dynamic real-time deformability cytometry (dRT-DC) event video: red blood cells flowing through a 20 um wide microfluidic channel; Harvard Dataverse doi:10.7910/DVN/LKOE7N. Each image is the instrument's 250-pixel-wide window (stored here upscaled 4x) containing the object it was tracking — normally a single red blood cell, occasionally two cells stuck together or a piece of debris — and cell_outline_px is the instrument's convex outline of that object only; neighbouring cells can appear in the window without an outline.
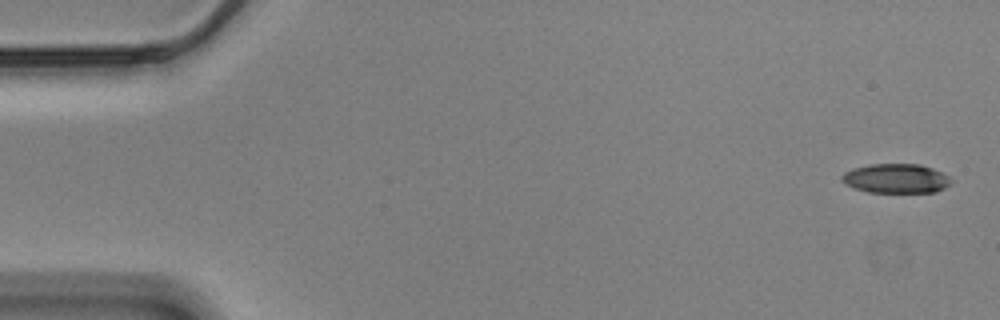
{"species": "Egyptian fruit bat (a non-hibernating species)", "species_latin": "Rousettus aegyptiacus", "temperature_condition": "cold", "stored_images_in_passage": 30, "camera_frame_rate_fps": 3000, "um_per_image_px": 0.085, "animal": {"sex": "male"}, "frame": {"image": 1, "passage_image": 1, "time_ms": 0.0, "image_size_px": [1000, 320], "cell_outline_px": [[952, 184], [936, 192], [868, 192], [844, 184], [840, 180], [840, 176], [844, 172], [852, 168], [868, 164], [920, 164], [932, 168], [948, 176], [952, 180]], "centroid_in_image_um": [76.14, 15.16], "position_along_channel_um": 8.9, "area_um2": 18.84}}
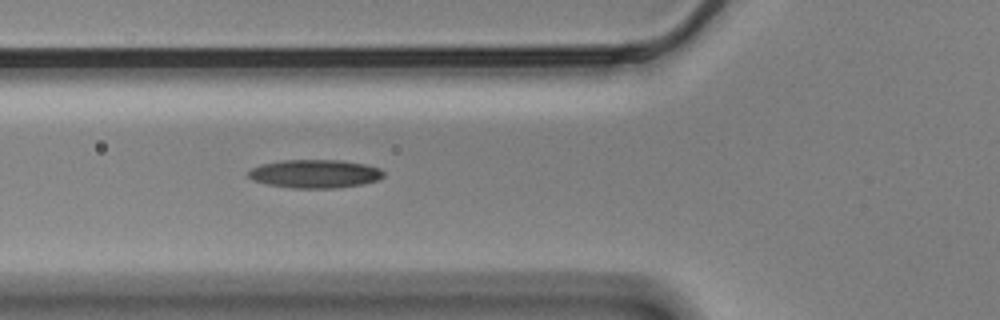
{"frame": {"image": 2, "passage_image": 20, "time_ms": 6.333, "image_size_px": [1000, 320], "cell_outline_px": [[384, 176], [376, 180], [360, 184], [336, 188], [292, 188], [268, 184], [252, 180], [248, 176], [248, 172], [252, 168], [260, 164], [280, 160], [340, 160], [364, 164], [380, 168], [384, 172]], "centroid_in_image_um": [26.74, 14.76], "position_along_channel_um": 99.1, "area_um2": 22.31}}
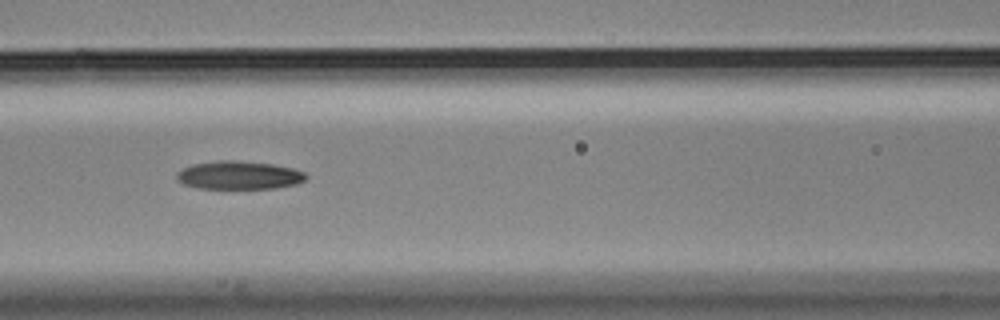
{"frame": {"image": 3, "passage_image": 24, "time_ms": 7.667, "image_size_px": [1000, 320], "cell_outline_px": [[308, 176], [304, 180], [296, 184], [276, 188], [196, 188], [184, 184], [176, 180], [176, 172], [192, 164], [216, 160], [240, 160], [272, 164], [292, 168], [304, 172]], "centroid_in_image_um": [20.29, 14.88], "position_along_channel_um": 146.3, "area_um2": 21.39}}